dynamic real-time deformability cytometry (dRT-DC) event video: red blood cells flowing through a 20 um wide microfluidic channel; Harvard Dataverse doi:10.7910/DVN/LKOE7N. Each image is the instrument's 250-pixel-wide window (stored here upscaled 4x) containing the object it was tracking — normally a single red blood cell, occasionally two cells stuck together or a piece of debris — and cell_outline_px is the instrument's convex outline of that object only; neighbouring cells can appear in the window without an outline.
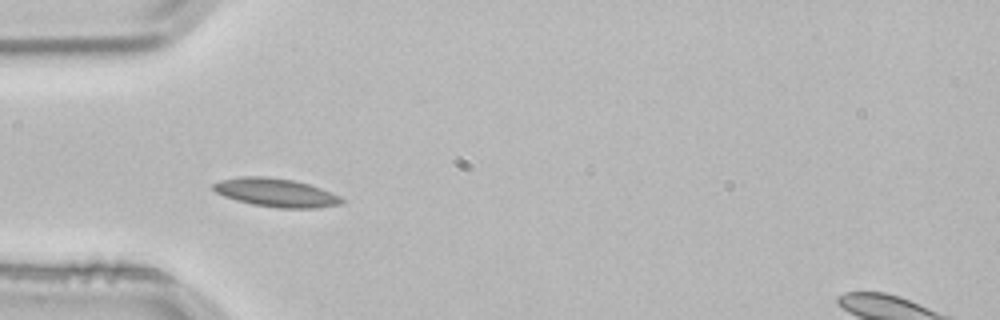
{"species": "common noctule bat (a hibernating species)", "species_latin": "Nyctalus noctula", "temperature_condition": "room temperature", "stored_images_in_passage": 2, "camera_frame_rate_fps": 3000, "um_per_image_px": 0.085, "animal": {"sex": "male", "body_mass_g": 21.5, "forearm_length_mm": 52.0}, "frame": {"image": 1, "passage_image": 2, "time_ms": 0.333, "image_size_px": [1000, 320], "cell_outline_px": [[344, 200], [340, 204], [316, 208], [276, 208], [252, 204], [236, 200], [224, 196], [216, 192], [212, 188], [212, 184], [220, 180], [240, 176], [264, 176], [292, 180], [308, 184], [320, 188], [340, 196]], "centroid_in_image_um": [23.42, 16.37], "position_along_channel_um": 61.6, "area_um2": 21.21}}